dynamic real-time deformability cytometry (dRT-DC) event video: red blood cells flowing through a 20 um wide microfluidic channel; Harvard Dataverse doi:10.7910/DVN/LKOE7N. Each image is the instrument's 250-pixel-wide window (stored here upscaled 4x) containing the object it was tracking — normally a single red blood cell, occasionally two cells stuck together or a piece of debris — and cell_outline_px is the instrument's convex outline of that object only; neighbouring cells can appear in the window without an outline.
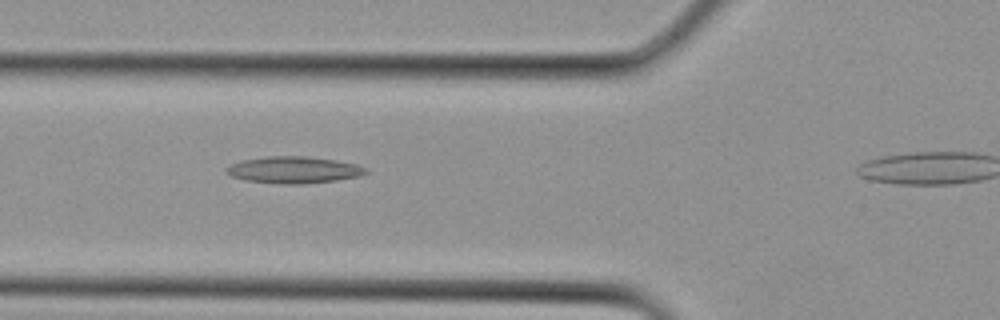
{"species": "Egyptian fruit bat (a non-hibernating species)", "species_latin": "Rousettus aegyptiacus", "temperature_condition": "cold", "stored_images_in_passage": 17, "camera_frame_rate_fps": 3000, "um_per_image_px": 0.085, "animal": {"sex": "female"}, "frame": {"image": 1, "passage_image": 3, "time_ms": 0.667, "image_size_px": [1000, 320], "cell_outline_px": [[368, 172], [360, 176], [336, 180], [304, 184], [280, 184], [244, 180], [232, 176], [224, 172], [224, 168], [232, 164], [244, 160], [268, 156], [304, 156], [336, 160], [356, 164], [368, 168]], "centroid_in_image_um": [24.97, 14.44], "position_along_channel_um": 100.8, "area_um2": 21.79}}
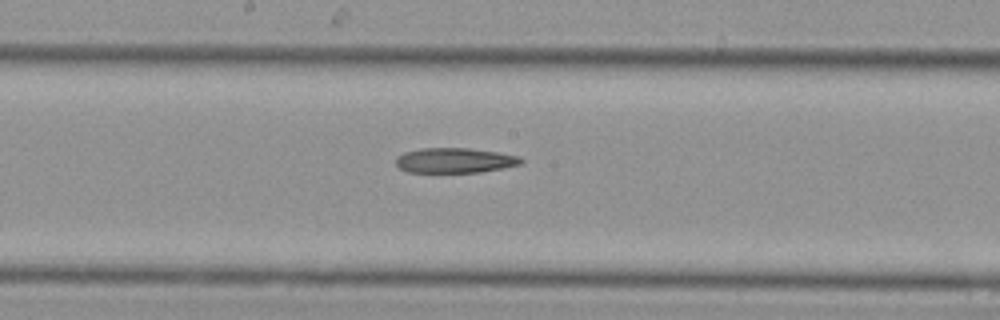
{"frame": {"image": 2, "passage_image": 8, "time_ms": 2.333, "image_size_px": [1000, 320], "cell_outline_px": [[524, 160], [520, 164], [480, 172], [408, 172], [400, 168], [396, 164], [396, 156], [404, 152], [420, 148], [468, 148], [496, 152], [520, 156]], "centroid_in_image_um": [38.62, 13.63], "position_along_channel_um": 209.6, "area_um2": 18.15}}
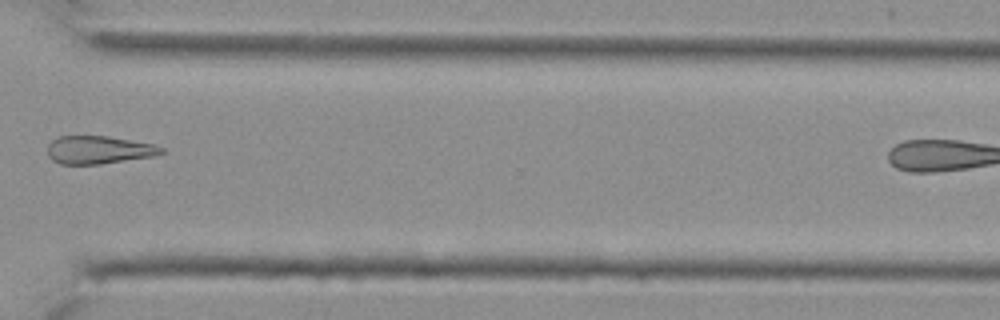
{"frame": {"image": 3, "passage_image": 15, "time_ms": 4.667, "image_size_px": [1000, 320], "cell_outline_px": [[164, 152], [156, 156], [100, 164], [60, 164], [52, 160], [48, 156], [48, 144], [56, 136], [108, 136], [152, 144], [164, 148]], "centroid_in_image_um": [8.38, 12.74], "position_along_channel_um": 362.2, "area_um2": 18.61}}